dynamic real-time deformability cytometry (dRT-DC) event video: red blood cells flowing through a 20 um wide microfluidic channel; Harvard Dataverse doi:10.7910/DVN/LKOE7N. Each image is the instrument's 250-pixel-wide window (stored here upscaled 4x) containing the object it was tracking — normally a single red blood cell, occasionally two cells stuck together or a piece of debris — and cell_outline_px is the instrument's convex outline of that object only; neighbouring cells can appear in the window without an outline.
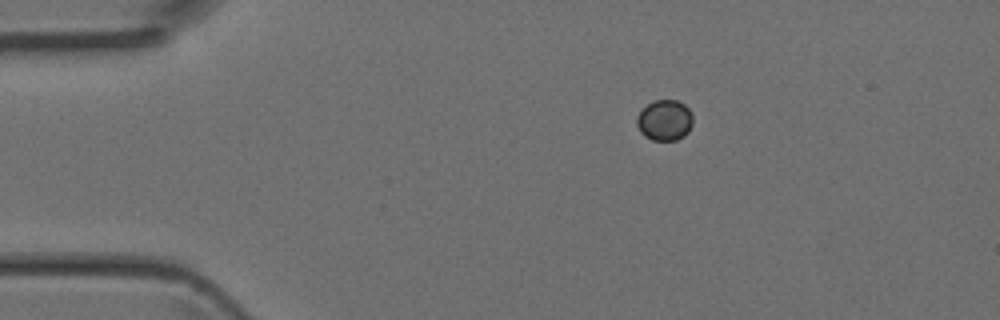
{"species": "Egyptian fruit bat (a non-hibernating species)", "species_latin": "Rousettus aegyptiacus", "temperature_condition": "room temperature", "stored_images_in_passage": 3, "camera_frame_rate_fps": 3000, "um_per_image_px": 0.085, "animal": {"sex": "female"}, "frame": {"image": 1, "passage_image": 1, "time_ms": 0.0, "image_size_px": [1000, 320], "cell_outline_px": [[692, 124], [688, 132], [684, 136], [676, 140], [652, 140], [644, 136], [640, 132], [636, 124], [636, 116], [652, 100], [676, 100], [684, 104], [692, 112]], "centroid_in_image_um": [56.49, 10.22], "position_along_channel_um": 28.5, "area_um2": 13.41}}
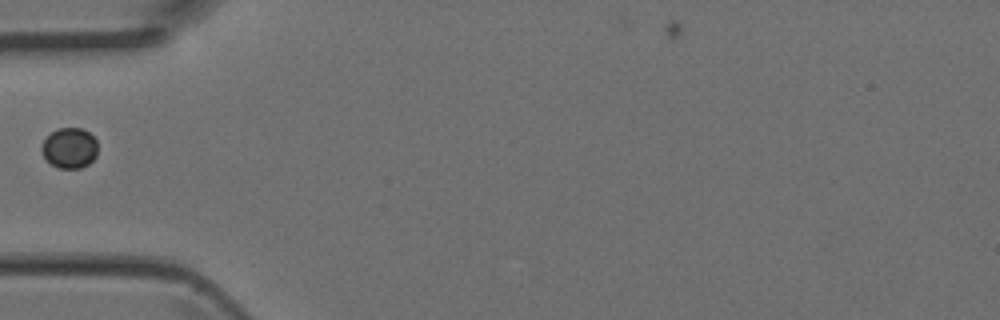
{"frame": {"image": 2, "passage_image": 3, "time_ms": 0.667, "image_size_px": [1000, 320], "cell_outline_px": [[96, 156], [88, 164], [80, 168], [60, 168], [52, 164], [44, 156], [40, 148], [44, 140], [52, 132], [60, 128], [80, 128], [88, 132], [96, 140]], "centroid_in_image_um": [5.91, 12.58], "position_along_channel_um": 79.1, "area_um2": 12.95}}